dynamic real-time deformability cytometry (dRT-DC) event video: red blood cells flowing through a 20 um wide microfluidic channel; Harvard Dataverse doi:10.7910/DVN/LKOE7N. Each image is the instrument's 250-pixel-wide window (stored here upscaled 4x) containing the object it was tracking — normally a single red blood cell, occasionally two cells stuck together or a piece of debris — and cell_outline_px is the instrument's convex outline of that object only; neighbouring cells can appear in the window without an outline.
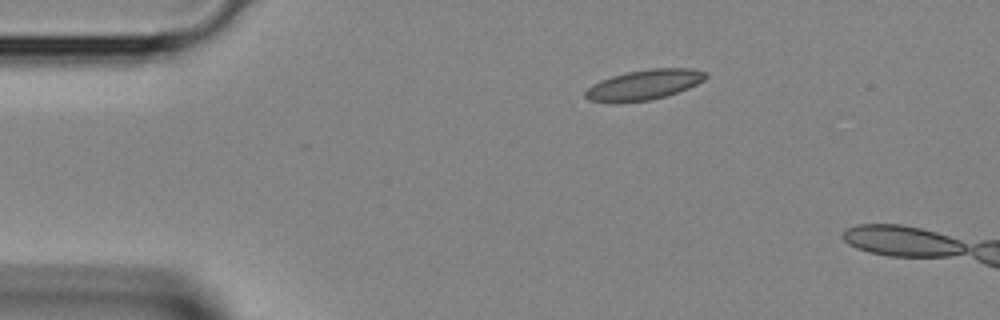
{"species": "Egyptian fruit bat (a non-hibernating species)", "species_latin": "Rousettus aegyptiacus", "temperature_condition": "room temperature", "stored_images_in_passage": 3, "camera_frame_rate_fps": 3000, "um_per_image_px": 0.085, "animal": {"sex": "female"}, "frame": {"image": 1, "passage_image": 2, "time_ms": 0.333, "image_size_px": [1000, 320], "cell_outline_px": [[708, 76], [704, 80], [688, 88], [652, 100], [616, 104], [608, 104], [588, 100], [584, 96], [584, 92], [592, 84], [600, 80], [612, 76], [628, 72], [652, 68], [692, 68], [708, 72]], "centroid_in_image_um": [54.7, 7.23], "position_along_channel_um": 30.3, "area_um2": 21.5}}